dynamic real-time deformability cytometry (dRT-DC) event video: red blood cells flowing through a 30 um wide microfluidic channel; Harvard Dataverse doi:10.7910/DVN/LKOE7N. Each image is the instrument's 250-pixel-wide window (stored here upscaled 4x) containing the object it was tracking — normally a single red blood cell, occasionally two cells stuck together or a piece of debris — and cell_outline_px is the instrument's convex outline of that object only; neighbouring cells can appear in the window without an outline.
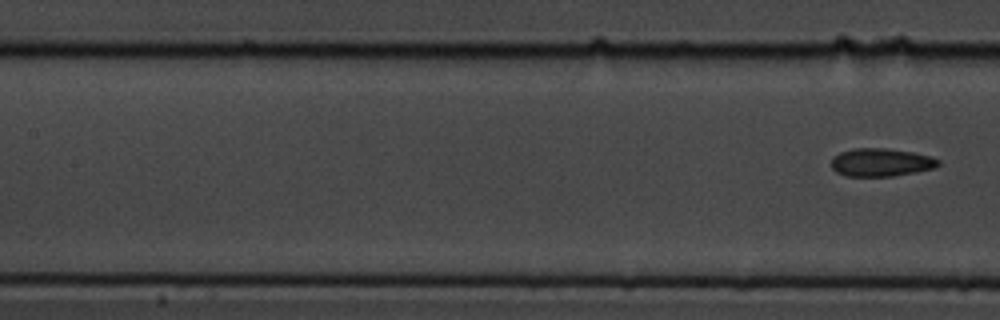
{"species": "common noctule bat (a hibernating species)", "species_latin": "Nyctalus noctula", "temperature_condition": "cold", "stored_images_in_passage": 9, "segment_of_instrument_passage": [2, 2], "camera_frame_rate_fps": 3000, "um_per_image_px": 0.085, "animal": {"sex": "male", "body_mass_g": 19.5, "forearm_length_mm": 54.6}, "frame": {"image": 1, "passage_image": 9, "time_ms": 2.667, "image_size_px": [1000, 320], "cell_outline_px": [[940, 164], [936, 168], [916, 172], [892, 176], [844, 176], [836, 172], [832, 168], [832, 156], [840, 152], [852, 148], [884, 148], [912, 152], [932, 156], [940, 160]], "centroid_in_image_um": [74.89, 13.8], "position_along_channel_um": 132.5, "area_um2": 17.69}}